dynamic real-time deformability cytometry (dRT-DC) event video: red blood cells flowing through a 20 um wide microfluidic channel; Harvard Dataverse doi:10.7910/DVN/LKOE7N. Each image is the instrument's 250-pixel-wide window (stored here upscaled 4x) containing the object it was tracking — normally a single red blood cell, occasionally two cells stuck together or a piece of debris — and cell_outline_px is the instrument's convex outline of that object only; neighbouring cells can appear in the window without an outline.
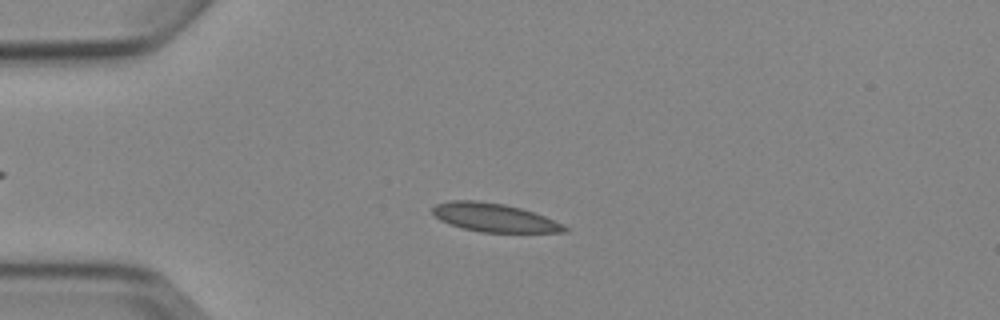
{"species": "Egyptian fruit bat (a non-hibernating species)", "species_latin": "Rousettus aegyptiacus", "temperature_condition": "cold", "stored_images_in_passage": 7, "camera_frame_rate_fps": 3000, "um_per_image_px": 0.085, "animal": {"sex": "female"}, "frame": {"image": 1, "passage_image": 3, "time_ms": 3.0, "image_size_px": [1000, 320], "cell_outline_px": [[568, 232], [480, 232], [448, 224], [440, 220], [432, 212], [432, 208], [436, 204], [448, 200], [476, 200], [504, 204], [520, 208], [544, 216], [568, 228]], "centroid_in_image_um": [41.94, 18.49], "position_along_channel_um": 43.1, "area_um2": 21.68}}
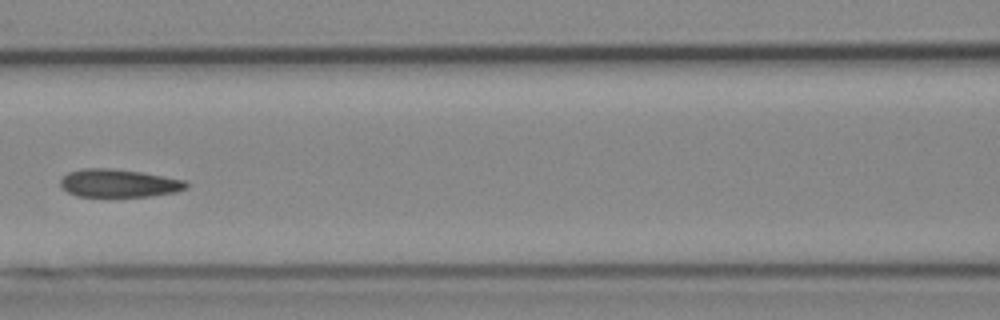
{"frame": {"image": 2, "passage_image": 6, "time_ms": 6.667, "image_size_px": [1000, 320], "cell_outline_px": [[188, 188], [176, 192], [152, 196], [76, 196], [68, 192], [60, 184], [60, 180], [68, 172], [84, 168], [108, 168], [140, 172], [164, 176], [184, 180], [188, 184]], "centroid_in_image_um": [10.11, 15.57], "position_along_channel_um": 156.5, "area_um2": 20.4}}
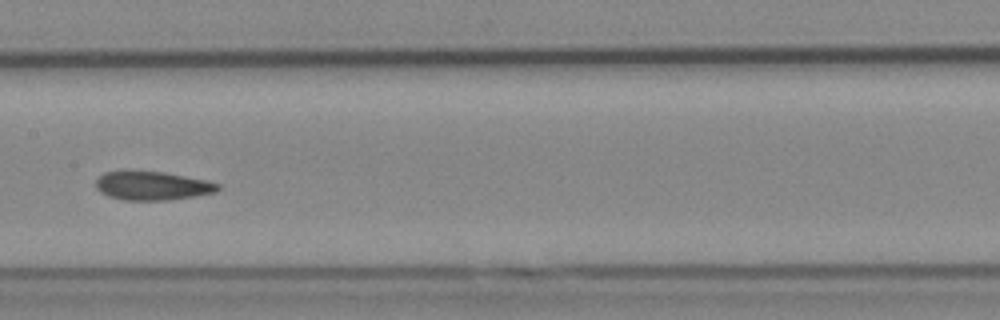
{"frame": {"image": 3, "passage_image": 7, "time_ms": 7.667, "image_size_px": [1000, 320], "cell_outline_px": [[220, 188], [216, 192], [196, 196], [168, 200], [124, 200], [108, 196], [100, 192], [96, 188], [96, 180], [104, 172], [120, 168], [128, 168], [164, 172], [204, 180], [220, 184]], "centroid_in_image_um": [12.87, 15.75], "position_along_channel_um": 194.5, "area_um2": 21.1}}